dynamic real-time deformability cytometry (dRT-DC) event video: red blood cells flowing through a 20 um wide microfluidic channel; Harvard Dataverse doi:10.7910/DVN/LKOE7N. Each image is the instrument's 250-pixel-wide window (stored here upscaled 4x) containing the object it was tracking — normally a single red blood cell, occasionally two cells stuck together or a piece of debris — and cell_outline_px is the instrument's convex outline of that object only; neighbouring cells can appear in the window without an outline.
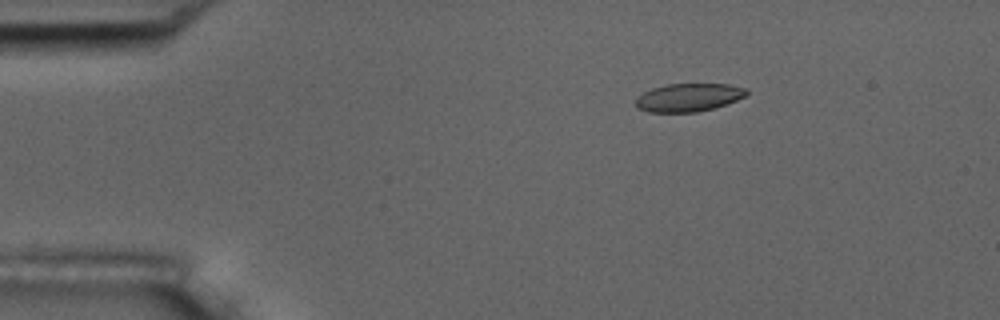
{"species": "common noctule bat (a hibernating species)", "species_latin": "Nyctalus noctula", "temperature_condition": "room temperature", "stored_images_in_passage": 5, "camera_frame_rate_fps": 3000, "um_per_image_px": 0.085, "animal": {"sex": "male", "body_mass_g": 17.5, "forearm_length_mm": 52.3}, "frame": {"image": 1, "passage_image": 3, "time_ms": 2.333, "image_size_px": [1000, 320], "cell_outline_px": [[748, 92], [744, 96], [736, 100], [716, 108], [696, 112], [648, 112], [636, 108], [636, 100], [644, 92], [652, 88], [668, 84], [728, 84], [748, 88]], "centroid_in_image_um": [58.54, 8.29], "position_along_channel_um": 26.5, "area_um2": 18.15}}